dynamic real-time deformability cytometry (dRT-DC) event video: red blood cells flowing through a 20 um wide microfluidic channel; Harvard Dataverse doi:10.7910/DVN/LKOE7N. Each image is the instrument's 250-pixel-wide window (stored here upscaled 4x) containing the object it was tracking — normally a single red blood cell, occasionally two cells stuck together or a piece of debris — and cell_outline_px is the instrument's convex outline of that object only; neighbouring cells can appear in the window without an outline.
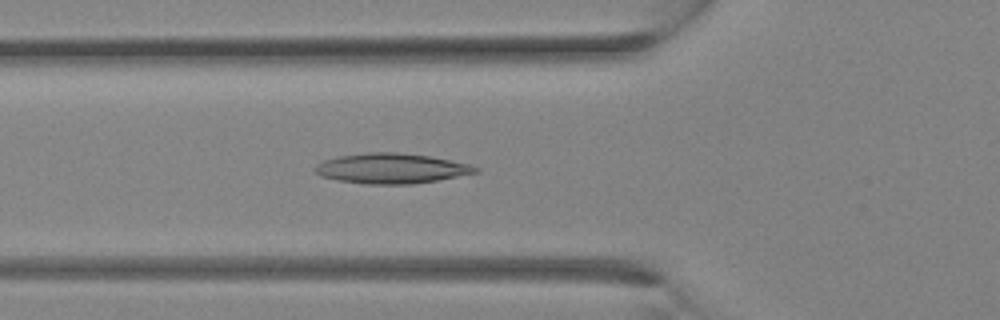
{"species": "Egyptian fruit bat (a non-hibernating species)", "species_latin": "Rousettus aegyptiacus", "temperature_condition": "room temperature", "stored_images_in_passage": 21, "camera_frame_rate_fps": 3000, "um_per_image_px": 0.085, "animal": {"sex": "female"}, "frame": {"image": 1, "passage_image": 11, "time_ms": 3.333, "image_size_px": [1000, 320], "cell_outline_px": [[480, 172], [436, 180], [412, 184], [364, 184], [336, 180], [320, 176], [316, 172], [316, 164], [324, 160], [340, 156], [368, 152], [396, 152], [432, 156], [472, 164], [480, 168]], "centroid_in_image_um": [33.31, 14.31], "position_along_channel_um": 92.5, "area_um2": 28.32}}
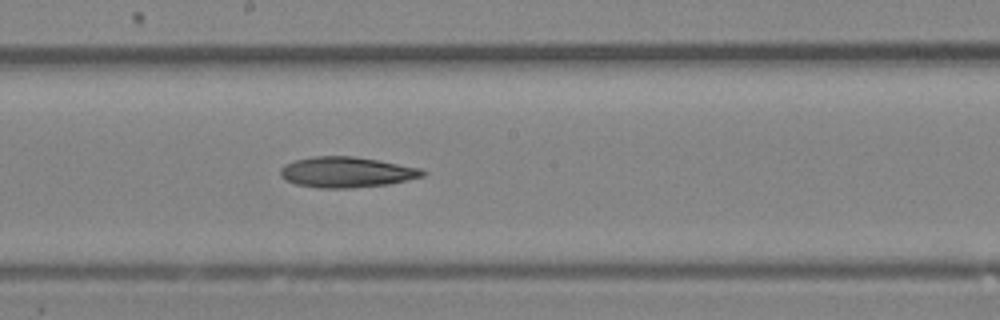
{"frame": {"image": 2, "passage_image": 17, "time_ms": 5.333, "image_size_px": [1000, 320], "cell_outline_px": [[428, 172], [424, 176], [388, 184], [348, 188], [316, 188], [296, 184], [284, 180], [280, 176], [280, 168], [284, 164], [296, 160], [312, 156], [352, 156], [424, 168]], "centroid_in_image_um": [29.45, 14.63], "position_along_channel_um": 218.8, "area_um2": 25.49}}
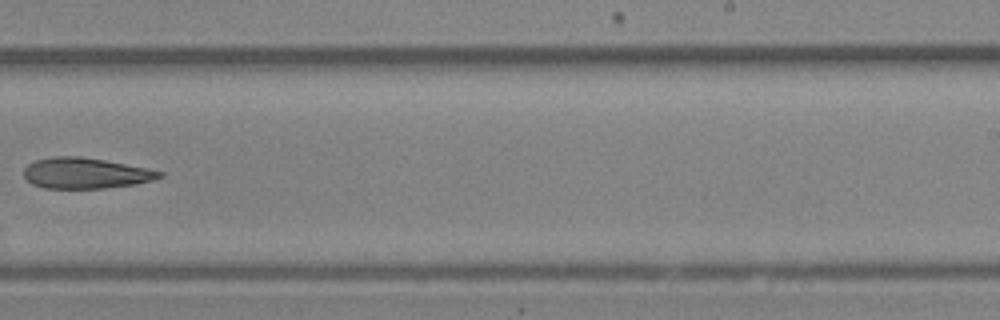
{"frame": {"image": 3, "passage_image": 20, "time_ms": 6.333, "image_size_px": [1000, 320], "cell_outline_px": [[164, 176], [152, 180], [136, 184], [104, 188], [44, 188], [32, 184], [24, 176], [24, 168], [28, 164], [36, 160], [52, 156], [80, 156], [104, 160], [164, 172]], "centroid_in_image_um": [7.25, 14.72], "position_along_channel_um": 281.8, "area_um2": 24.16}}